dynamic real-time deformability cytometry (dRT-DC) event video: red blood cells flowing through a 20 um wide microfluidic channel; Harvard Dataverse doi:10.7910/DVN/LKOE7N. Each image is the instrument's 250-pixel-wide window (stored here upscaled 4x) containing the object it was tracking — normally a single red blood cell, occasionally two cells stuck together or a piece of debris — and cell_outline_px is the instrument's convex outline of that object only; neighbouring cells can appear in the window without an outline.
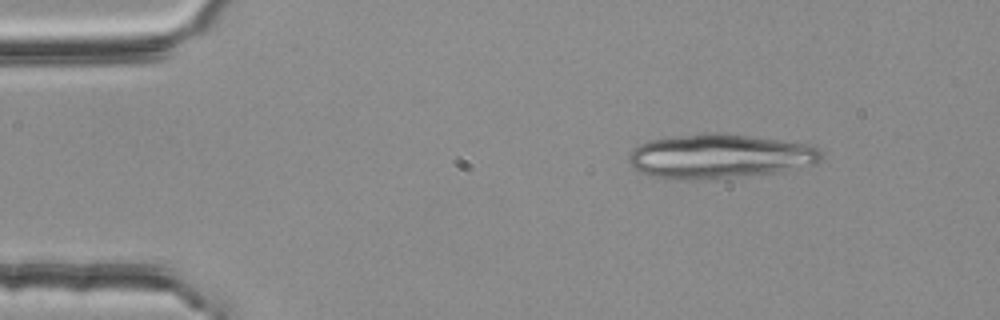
{"species": "common noctule bat (a hibernating species)", "species_latin": "Nyctalus noctula", "temperature_condition": "room temperature", "stored_images_in_passage": 47, "segment_of_instrument_passage": [1, 2], "camera_frame_rate_fps": 3000, "um_per_image_px": 0.085, "animal": {"sex": "female", "body_mass_g": 25.1}, "frame": {"image": 1, "passage_image": 1, "time_ms": 0.0, "image_size_px": [1000, 320], "cell_outline_px": [[824, 160], [816, 164], [780, 172], [748, 176], [708, 180], [680, 180], [652, 176], [640, 172], [628, 160], [628, 156], [632, 148], [648, 140], [676, 136], [712, 132], [716, 132], [812, 144], [820, 148], [824, 152]], "centroid_in_image_um": [61.24, 13.3], "position_along_channel_um": 23.8, "area_um2": 50.52}}